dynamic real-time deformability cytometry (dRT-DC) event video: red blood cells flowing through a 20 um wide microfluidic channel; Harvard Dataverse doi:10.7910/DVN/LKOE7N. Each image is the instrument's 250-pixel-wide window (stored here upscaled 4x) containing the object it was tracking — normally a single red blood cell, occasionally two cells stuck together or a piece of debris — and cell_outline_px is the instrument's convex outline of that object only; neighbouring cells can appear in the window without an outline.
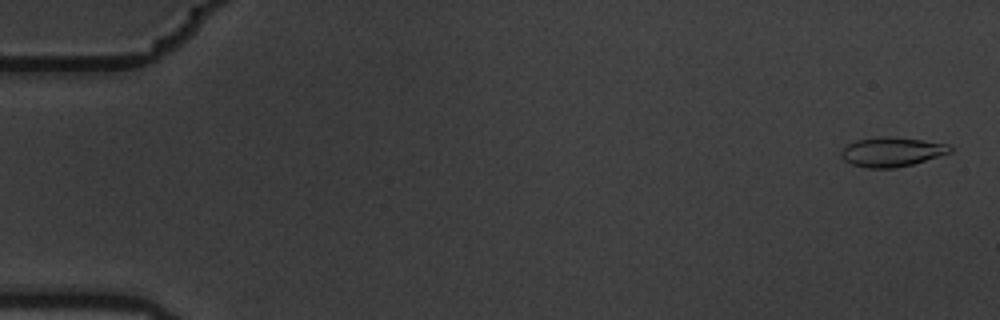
{"species": "common noctule bat (a hibernating species)", "species_latin": "Nyctalus noctula", "temperature_condition": "warm", "stored_images_in_passage": 4, "camera_frame_rate_fps": 3000, "um_per_image_px": 0.085, "animal": {"sex": "male", "body_mass_g": 19.5, "forearm_length_mm": 54.6}, "frame": {"image": 1, "passage_image": 1, "time_ms": 0.0, "image_size_px": [1000, 320], "cell_outline_px": [[952, 152], [912, 164], [896, 168], [868, 168], [852, 164], [844, 160], [840, 156], [840, 152], [848, 144], [856, 140], [880, 136], [888, 136], [920, 140], [948, 144], [952, 148]], "centroid_in_image_um": [75.78, 12.91], "position_along_channel_um": 9.2, "area_um2": 18.55}}